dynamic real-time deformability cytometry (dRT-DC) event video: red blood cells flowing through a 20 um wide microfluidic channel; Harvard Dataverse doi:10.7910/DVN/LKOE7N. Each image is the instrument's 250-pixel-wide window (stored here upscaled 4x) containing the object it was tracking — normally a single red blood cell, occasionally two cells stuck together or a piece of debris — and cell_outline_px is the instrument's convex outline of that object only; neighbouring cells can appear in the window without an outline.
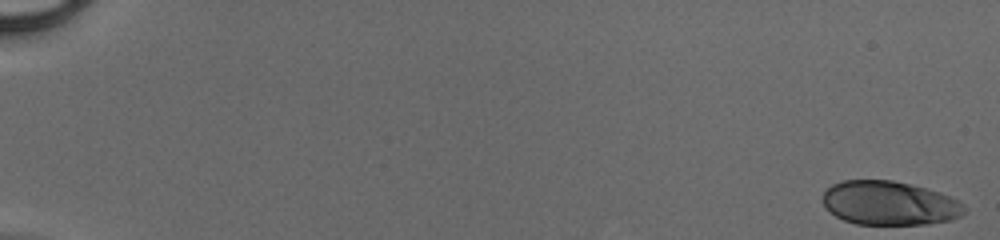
{"species": "human", "species_latin": "Homo sapiens", "temperature_condition": "cold", "stored_images_in_passage": 34, "camera_frame_rate_fps": 3000, "um_per_image_px": 0.085, "donor": {"sex": "male"}, "frame": {"image": 1, "passage_image": 1, "time_ms": 0.0, "image_size_px": [1000, 240], "cell_outline_px": [[968, 208], [960, 216], [948, 220], [928, 224], [856, 224], [844, 220], [836, 216], [824, 204], [824, 192], [832, 184], [840, 180], [892, 180], [940, 192], [964, 204]], "centroid_in_image_um": [75.61, 17.26], "position_along_channel_um": 9.4, "area_um2": 36.01}}
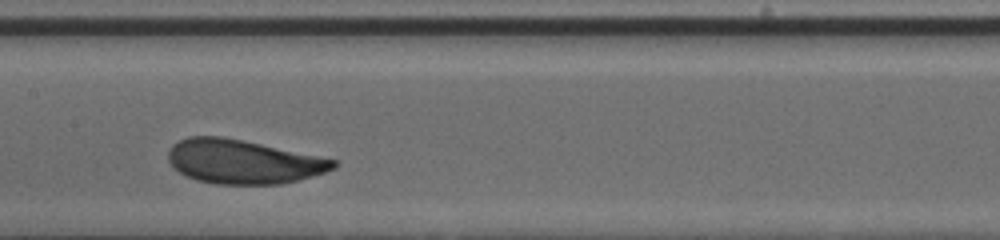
{"frame": {"image": 2, "passage_image": 20, "time_ms": 6.333, "image_size_px": [1000, 240], "cell_outline_px": [[336, 168], [324, 172], [296, 180], [280, 184], [216, 184], [196, 180], [184, 176], [172, 168], [168, 160], [168, 152], [172, 144], [188, 136], [220, 136], [260, 144], [336, 160]], "centroid_in_image_um": [20.57, 13.75], "position_along_channel_um": 186.8, "area_um2": 42.02}}
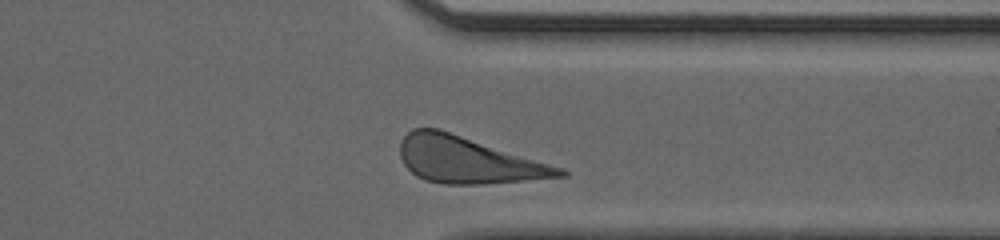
{"frame": {"image": 3, "passage_image": 33, "time_ms": 10.667, "image_size_px": [1000, 240], "cell_outline_px": [[568, 176], [484, 184], [444, 184], [424, 180], [416, 176], [404, 164], [400, 156], [400, 140], [412, 128], [440, 128], [560, 168], [568, 172]], "centroid_in_image_um": [39.69, 13.6], "position_along_channel_um": 371.7, "area_um2": 42.71}}